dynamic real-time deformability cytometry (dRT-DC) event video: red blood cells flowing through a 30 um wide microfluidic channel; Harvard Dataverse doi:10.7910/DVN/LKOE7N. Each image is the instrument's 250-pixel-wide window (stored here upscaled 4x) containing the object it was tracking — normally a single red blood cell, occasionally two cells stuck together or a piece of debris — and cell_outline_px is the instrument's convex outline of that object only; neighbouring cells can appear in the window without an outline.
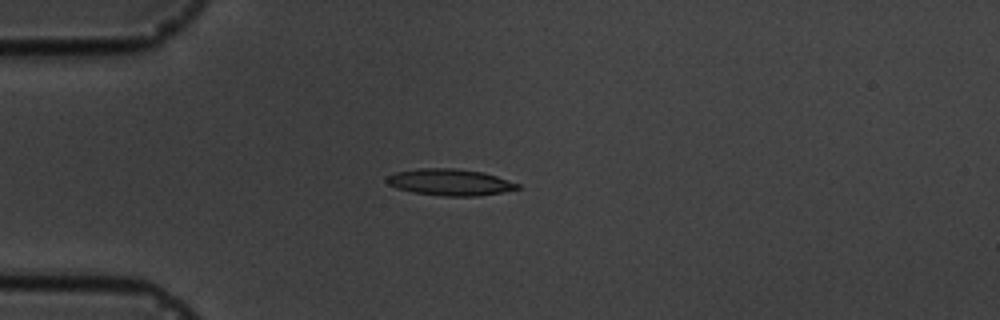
{"species": "common noctule bat (a hibernating species)", "species_latin": "Nyctalus noctula", "temperature_condition": "cold", "stored_images_in_passage": 7, "camera_frame_rate_fps": 3000, "um_per_image_px": 0.085, "animal": {"sex": "male", "body_mass_g": 19.5, "forearm_length_mm": 54.6}, "frame": {"image": 1, "passage_image": 3, "time_ms": 3.333, "image_size_px": [1000, 320], "cell_outline_px": [[520, 188], [504, 192], [476, 196], [444, 196], [412, 192], [396, 188], [388, 184], [384, 180], [384, 176], [396, 172], [420, 168], [456, 168], [484, 172], [520, 184]], "centroid_in_image_um": [38.21, 15.48], "position_along_channel_um": 46.8, "area_um2": 20.4}}
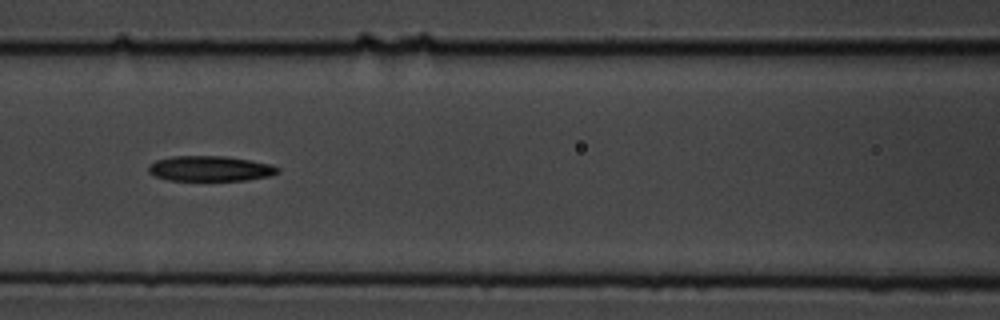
{"frame": {"image": 2, "passage_image": 6, "time_ms": 6.667, "image_size_px": [1000, 320], "cell_outline_px": [[280, 172], [272, 176], [244, 180], [168, 180], [156, 176], [148, 172], [148, 168], [156, 160], [172, 156], [224, 156], [272, 164], [280, 168]], "centroid_in_image_um": [17.91, 14.33], "position_along_channel_um": 148.7, "area_um2": 18.96}}
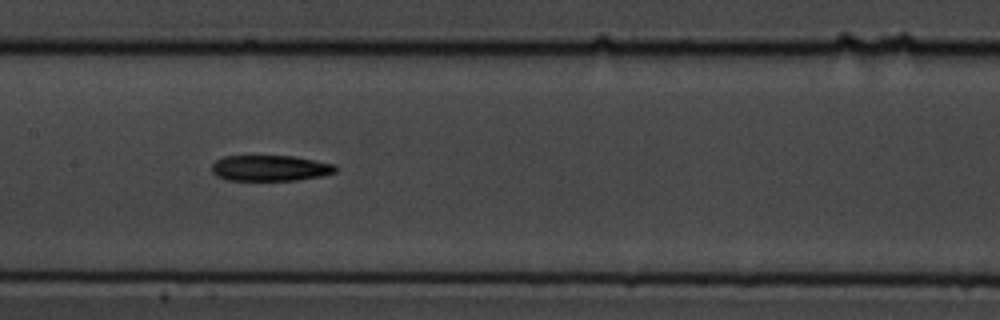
{"frame": {"image": 3, "passage_image": 7, "time_ms": 7.667, "image_size_px": [1000, 320], "cell_outline_px": [[336, 172], [320, 176], [296, 180], [228, 180], [216, 176], [212, 172], [212, 164], [216, 160], [224, 156], [296, 156], [336, 164]], "centroid_in_image_um": [22.97, 14.28], "position_along_channel_um": 184.4, "area_um2": 18.67}}